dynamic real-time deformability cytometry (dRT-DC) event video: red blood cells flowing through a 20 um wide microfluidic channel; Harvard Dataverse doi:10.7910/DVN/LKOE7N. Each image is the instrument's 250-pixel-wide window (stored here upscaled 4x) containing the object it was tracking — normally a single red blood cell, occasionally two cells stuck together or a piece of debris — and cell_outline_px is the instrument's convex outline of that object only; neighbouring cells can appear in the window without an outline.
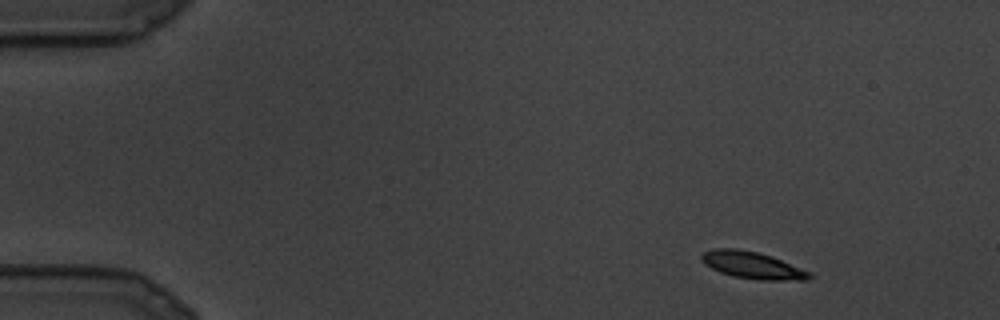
{"species": "common noctule bat (a hibernating species)", "species_latin": "Nyctalus noctula", "temperature_condition": "cold", "stored_images_in_passage": 9, "camera_frame_rate_fps": 3000, "um_per_image_px": 0.085, "animal": {"sex": "male", "body_mass_g": 19.5, "forearm_length_mm": 54.6}, "frame": {"image": 1, "passage_image": 3, "time_ms": 0.667, "image_size_px": [1000, 320], "cell_outline_px": [[812, 276], [808, 280], [764, 280], [732, 276], [720, 272], [704, 264], [700, 260], [700, 256], [704, 252], [716, 248], [736, 248], [756, 252], [780, 260], [812, 272]], "centroid_in_image_um": [63.93, 22.55], "position_along_channel_um": 21.1, "area_um2": 16.76}}